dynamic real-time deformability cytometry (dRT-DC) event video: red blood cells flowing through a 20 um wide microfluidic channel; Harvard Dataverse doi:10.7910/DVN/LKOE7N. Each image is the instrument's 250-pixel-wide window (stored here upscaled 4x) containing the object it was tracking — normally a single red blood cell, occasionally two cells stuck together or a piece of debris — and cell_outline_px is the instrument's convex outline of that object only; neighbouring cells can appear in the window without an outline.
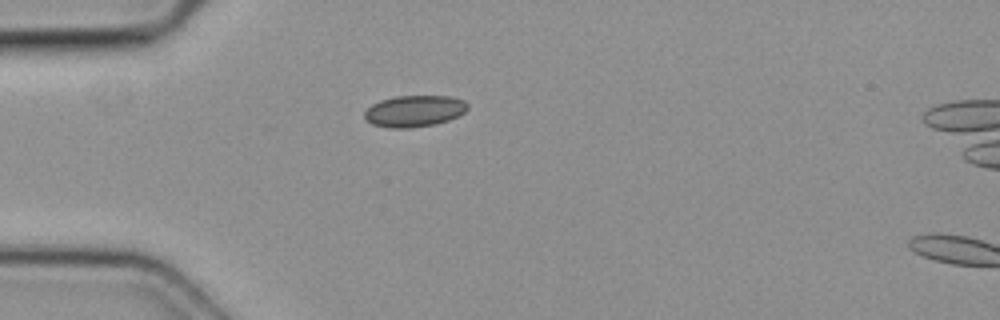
{"species": "common noctule bat (a hibernating species)", "species_latin": "Nyctalus noctula", "temperature_condition": "cold", "stored_images_in_passage": 2, "camera_frame_rate_fps": 3000, "um_per_image_px": 0.085, "animal": {"sex": "female", "body_mass_g": 19.3, "forearm_length_mm": 54.1}, "frame": {"image": 1, "passage_image": 1, "time_ms": 0.0, "image_size_px": [1000, 320], "cell_outline_px": [[468, 108], [464, 112], [448, 120], [436, 124], [408, 128], [388, 128], [372, 124], [364, 116], [364, 112], [372, 104], [380, 100], [396, 96], [452, 96], [464, 100], [468, 104]], "centroid_in_image_um": [35.22, 9.43], "position_along_channel_um": 49.8, "area_um2": 18.9}}